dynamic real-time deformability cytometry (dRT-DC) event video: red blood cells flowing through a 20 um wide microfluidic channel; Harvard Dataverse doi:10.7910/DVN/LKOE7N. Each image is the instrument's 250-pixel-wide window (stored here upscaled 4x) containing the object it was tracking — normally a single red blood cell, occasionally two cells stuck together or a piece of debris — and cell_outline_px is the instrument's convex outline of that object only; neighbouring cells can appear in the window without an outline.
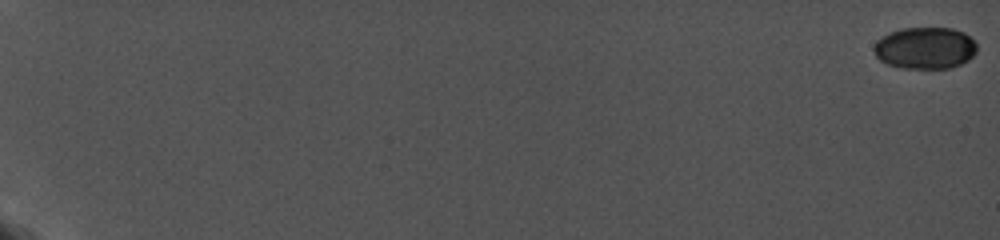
{"species": "common noctule bat (a hibernating species)", "species_latin": "Nyctalus noctula", "temperature_condition": "cold", "stored_images_in_passage": 11, "camera_frame_rate_fps": 5000, "um_per_image_px": 0.085, "animal": {"sex": "female", "body_mass_g": 19.0, "forearm_length_mm": 56.7}, "frame": {"image": 1, "passage_image": 1, "time_ms": 0.0, "image_size_px": [1000, 240], "cell_outline_px": [[976, 52], [972, 56], [960, 64], [948, 68], [908, 68], [888, 64], [880, 60], [876, 56], [872, 48], [876, 40], [900, 28], [952, 28], [964, 32], [976, 44]], "centroid_in_image_um": [78.61, 4.07], "position_along_channel_um": 6.4, "area_um2": 24.85}}
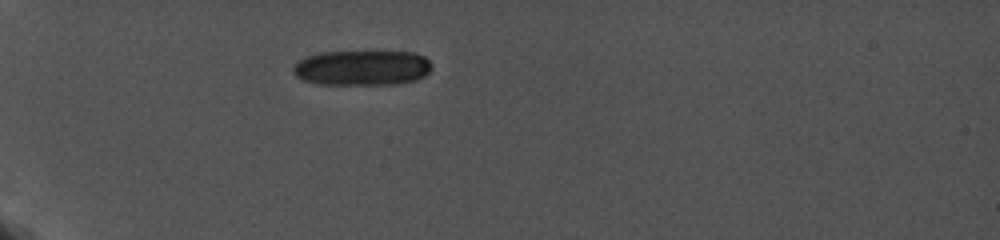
{"frame": {"image": 2, "passage_image": 10, "time_ms": 7.2, "image_size_px": [1000, 240], "cell_outline_px": [[432, 68], [424, 76], [416, 80], [396, 84], [320, 84], [304, 80], [296, 76], [292, 72], [292, 68], [300, 60], [308, 56], [320, 52], [416, 52], [424, 56], [432, 64]], "centroid_in_image_um": [30.8, 5.76], "position_along_channel_um": 54.2, "area_um2": 28.38}}